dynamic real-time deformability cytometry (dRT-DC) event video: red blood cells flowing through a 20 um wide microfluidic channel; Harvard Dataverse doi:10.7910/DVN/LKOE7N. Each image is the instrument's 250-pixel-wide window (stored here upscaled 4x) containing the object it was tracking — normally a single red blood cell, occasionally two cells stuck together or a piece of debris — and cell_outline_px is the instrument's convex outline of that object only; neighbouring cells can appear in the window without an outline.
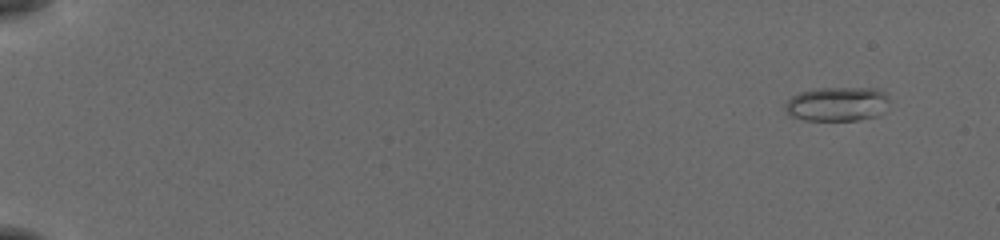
{"species": "common noctule bat (a hibernating species)", "species_latin": "Nyctalus noctula", "temperature_condition": "cold", "stored_images_in_passage": 52, "camera_frame_rate_fps": 3000, "um_per_image_px": 0.085, "animal": {"sex": "female", "body_mass_g": 19.5, "forearm_length_mm": 54.1}, "frame": {"image": 1, "passage_image": 1, "time_ms": 0.0, "image_size_px": [1000, 240], "cell_outline_px": [[888, 100], [884, 112], [876, 116], [856, 120], [804, 120], [788, 116], [784, 112], [784, 104], [792, 96], [800, 92], [820, 88], [876, 88], [884, 92]], "centroid_in_image_um": [71.11, 8.85], "position_along_channel_um": 13.9, "area_um2": 20.92}}
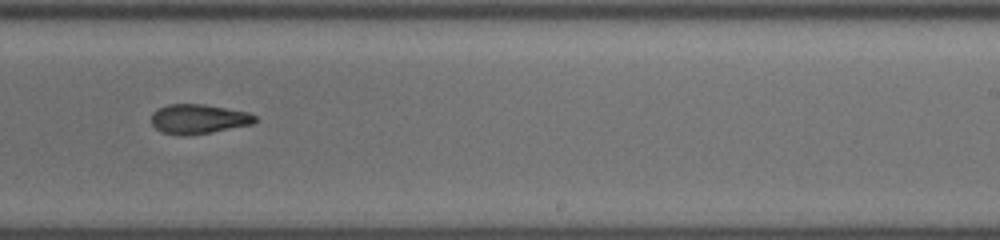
{"frame": {"image": 2, "passage_image": 34, "time_ms": 11.0, "image_size_px": [1000, 240], "cell_outline_px": [[256, 120], [252, 124], [212, 132], [184, 136], [160, 132], [152, 124], [152, 112], [156, 108], [168, 104], [204, 104], [248, 112], [256, 116]], "centroid_in_image_um": [16.84, 10.11], "position_along_channel_um": 272.2, "area_um2": 17.92}}
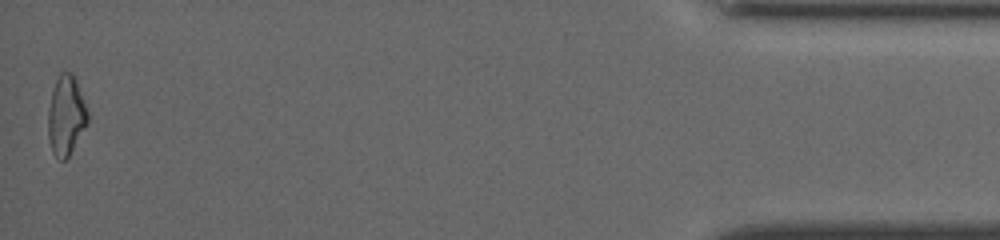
{"frame": {"image": 3, "passage_image": 52, "time_ms": 17.0, "image_size_px": [1000, 240], "cell_outline_px": [[88, 120], [68, 156], [64, 160], [60, 160], [52, 152], [48, 136], [48, 112], [52, 88], [60, 72], [72, 72], [76, 80], [88, 112]], "centroid_in_image_um": [5.59, 9.78], "position_along_channel_um": 429.6, "area_um2": 18.03}, "authors_computed_cell_mechanics": {"area_um2": 18.1492, "velocity_mm_per_s": 3.887, "shape_relaxation_time_tau1_ms": 7.5027, "shape_relaxation_time_tau2_ms": 3.4827, "deformation_change_tau1": 0.2084, "deformation_change_tau2": 0.1151}}